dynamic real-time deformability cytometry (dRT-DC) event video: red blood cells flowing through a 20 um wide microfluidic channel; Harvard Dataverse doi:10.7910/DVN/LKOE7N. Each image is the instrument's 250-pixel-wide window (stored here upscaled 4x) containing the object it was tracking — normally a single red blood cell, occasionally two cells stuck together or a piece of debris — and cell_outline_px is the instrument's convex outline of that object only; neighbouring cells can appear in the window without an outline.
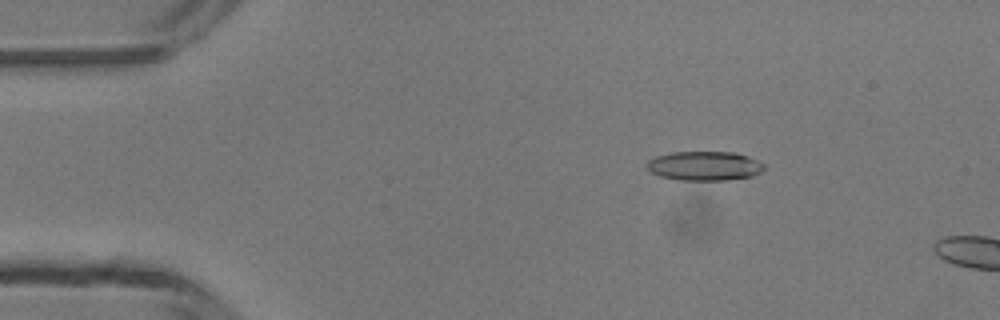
{"species": "common noctule bat (a hibernating species)", "species_latin": "Nyctalus noctula", "temperature_condition": "room temperature", "stored_images_in_passage": 4, "camera_frame_rate_fps": 3000, "um_per_image_px": 0.085, "animal": {"sex": "male", "body_mass_g": 13.3}, "frame": {"image": 1, "passage_image": 3, "time_ms": 2.333, "image_size_px": [1000, 320], "cell_outline_px": [[768, 168], [752, 176], [728, 180], [680, 180], [660, 176], [652, 172], [648, 168], [648, 160], [656, 156], [672, 152], [736, 152], [748, 156], [764, 164]], "centroid_in_image_um": [59.93, 14.1], "position_along_channel_um": 25.1, "area_um2": 20.0}}